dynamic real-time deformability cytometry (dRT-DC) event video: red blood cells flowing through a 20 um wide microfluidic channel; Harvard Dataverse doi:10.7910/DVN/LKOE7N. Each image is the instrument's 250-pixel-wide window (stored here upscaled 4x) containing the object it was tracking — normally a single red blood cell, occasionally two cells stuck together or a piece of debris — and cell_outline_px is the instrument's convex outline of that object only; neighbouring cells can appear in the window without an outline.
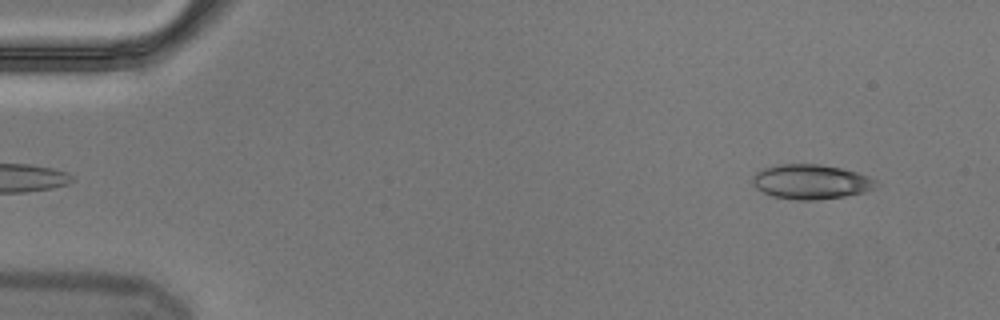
{"species": "Egyptian fruit bat (a non-hibernating species)", "species_latin": "Rousettus aegyptiacus", "temperature_condition": "cold", "stored_images_in_passage": 4, "camera_frame_rate_fps": 3000, "um_per_image_px": 0.085, "animal": {"sex": "male"}, "frame": {"image": 1, "passage_image": 1, "time_ms": 0.0, "image_size_px": [1000, 320], "cell_outline_px": [[880, 184], [864, 192], [844, 196], [816, 200], [796, 200], [772, 196], [756, 188], [752, 184], [752, 176], [756, 172], [764, 168], [780, 164], [820, 164], [840, 168], [856, 172], [868, 176], [876, 180]], "centroid_in_image_um": [68.91, 15.45], "position_along_channel_um": 16.1, "area_um2": 24.91}}